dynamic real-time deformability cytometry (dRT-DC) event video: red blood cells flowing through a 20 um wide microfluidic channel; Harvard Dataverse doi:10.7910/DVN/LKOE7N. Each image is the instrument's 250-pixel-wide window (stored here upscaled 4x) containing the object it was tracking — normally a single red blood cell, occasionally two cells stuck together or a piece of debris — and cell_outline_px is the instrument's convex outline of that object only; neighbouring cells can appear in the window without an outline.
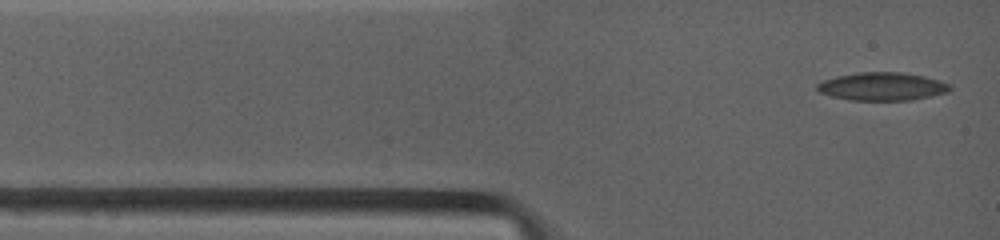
{"species": "common noctule bat (a hibernating species)", "species_latin": "Nyctalus noctula", "temperature_condition": "warm", "stored_images_in_passage": 8, "camera_frame_rate_fps": 4500, "um_per_image_px": 0.085, "animal": {"sex": "female", "body_mass_g": 19.0, "forearm_length_mm": 53.3}, "frame": {"image": 1, "passage_image": 1, "time_ms": 0.0, "image_size_px": [1000, 240], "cell_outline_px": [[952, 88], [948, 92], [912, 100], [848, 100], [832, 96], [820, 92], [816, 88], [816, 84], [824, 80], [836, 76], [860, 72], [900, 72], [924, 76], [940, 80], [948, 84]], "centroid_in_image_um": [74.98, 7.35], "position_along_channel_um": 10.0, "area_um2": 21.68}}
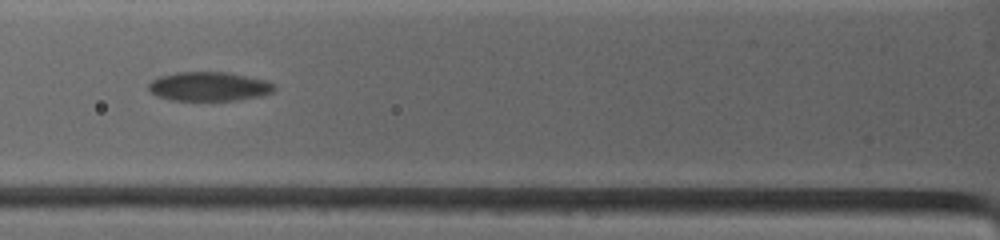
{"frame": {"image": 2, "passage_image": 5, "time_ms": 3.778, "image_size_px": [1000, 240], "cell_outline_px": [[276, 88], [272, 92], [260, 96], [236, 100], [172, 100], [156, 96], [148, 92], [148, 84], [152, 80], [160, 76], [176, 72], [228, 72], [264, 80], [272, 84]], "centroid_in_image_um": [17.71, 7.35], "position_along_channel_um": 108.1, "area_um2": 21.27}}
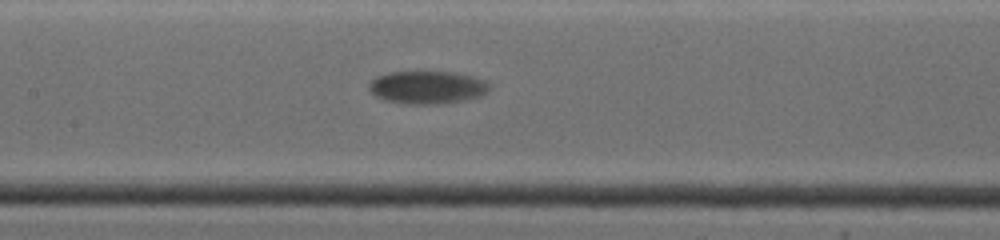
{"frame": {"image": 3, "passage_image": 8, "time_ms": 5.556, "image_size_px": [1000, 240], "cell_outline_px": [[492, 88], [484, 96], [464, 100], [436, 104], [408, 104], [384, 100], [376, 96], [368, 88], [368, 80], [376, 76], [388, 72], [456, 72], [472, 76], [484, 80], [492, 84]], "centroid_in_image_um": [36.34, 7.42], "position_along_channel_um": 171.1, "area_um2": 23.47}}